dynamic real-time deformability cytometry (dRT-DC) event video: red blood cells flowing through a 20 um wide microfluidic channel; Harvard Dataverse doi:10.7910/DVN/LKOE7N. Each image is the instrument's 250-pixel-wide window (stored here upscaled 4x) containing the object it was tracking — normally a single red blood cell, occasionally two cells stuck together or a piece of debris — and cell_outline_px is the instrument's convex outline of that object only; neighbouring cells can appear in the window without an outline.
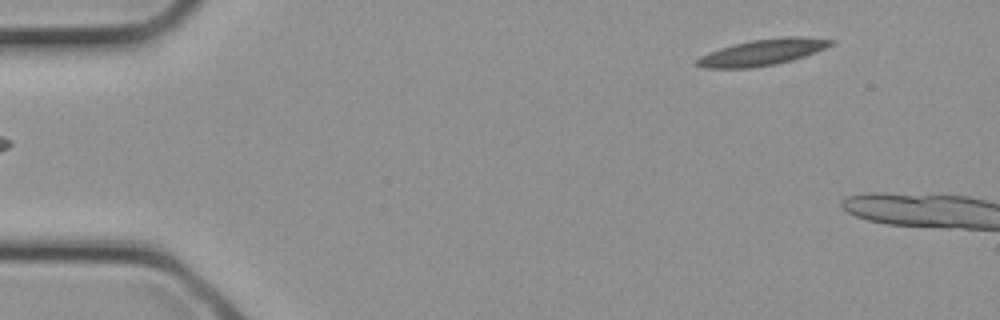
{"species": "common noctule bat (a hibernating species)", "species_latin": "Nyctalus noctula", "temperature_condition": "cold", "stored_images_in_passage": 3, "camera_frame_rate_fps": 3000, "um_per_image_px": 0.085, "animal": {"sex": "female", "body_mass_g": 21.9}, "frame": {"image": 1, "passage_image": 1, "time_ms": 0.0, "image_size_px": [1000, 320], "cell_outline_px": [[836, 44], [816, 52], [792, 60], [776, 64], [748, 68], [704, 68], [692, 64], [692, 60], [708, 52], [720, 48], [752, 40], [788, 36], [804, 36], [836, 40]], "centroid_in_image_um": [64.81, 4.44], "position_along_channel_um": 20.2, "area_um2": 20.69}}